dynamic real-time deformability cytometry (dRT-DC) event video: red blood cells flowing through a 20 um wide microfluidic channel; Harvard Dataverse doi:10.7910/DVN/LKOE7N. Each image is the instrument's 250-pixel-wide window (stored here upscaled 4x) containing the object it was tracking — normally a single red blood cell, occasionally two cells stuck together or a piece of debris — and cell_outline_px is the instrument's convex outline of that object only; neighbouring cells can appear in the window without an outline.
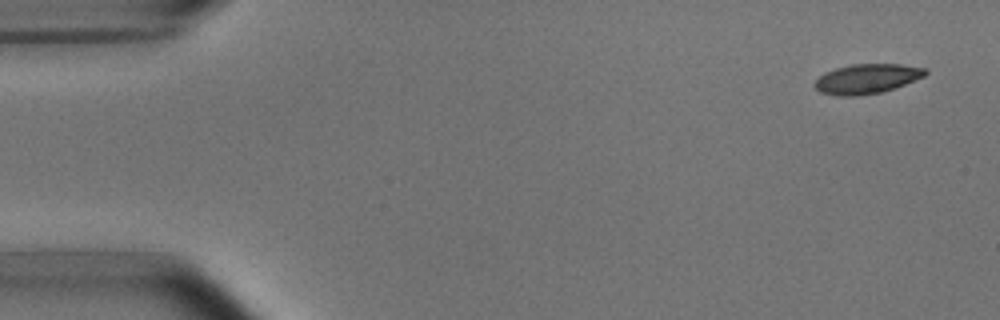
{"species": "common noctule bat (a hibernating species)", "species_latin": "Nyctalus noctula", "temperature_condition": "room temperature", "stored_images_in_passage": 7, "camera_frame_rate_fps": 3000, "um_per_image_px": 0.085, "animal": {"sex": "male", "body_mass_g": 15.6}, "frame": {"image": 1, "passage_image": 1, "time_ms": 0.0, "image_size_px": [1000, 320], "cell_outline_px": [[928, 72], [924, 76], [904, 84], [880, 92], [856, 96], [836, 96], [820, 92], [812, 84], [824, 72], [836, 68], [852, 64], [900, 64], [928, 68]], "centroid_in_image_um": [73.66, 6.69], "position_along_channel_um": 11.3, "area_um2": 19.07}}
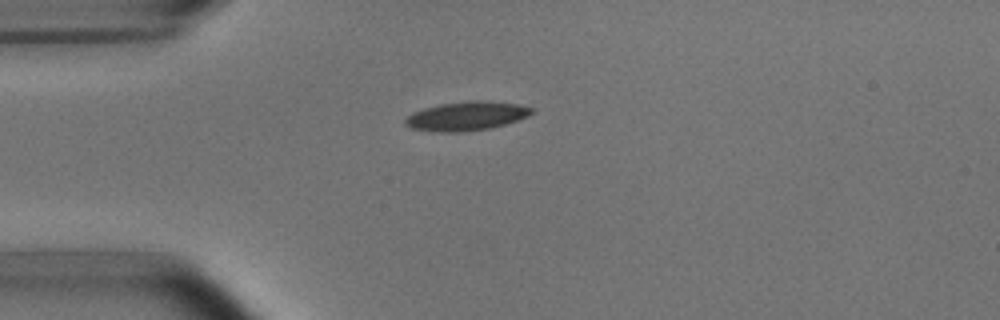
{"frame": {"image": 2, "passage_image": 4, "time_ms": 3.667, "image_size_px": [1000, 320], "cell_outline_px": [[532, 112], [528, 116], [504, 124], [488, 128], [460, 132], [432, 132], [412, 128], [404, 124], [404, 120], [412, 112], [424, 108], [440, 104], [468, 100], [488, 100], [516, 104], [532, 108]], "centroid_in_image_um": [39.59, 9.86], "position_along_channel_um": 45.4, "area_um2": 21.27}}
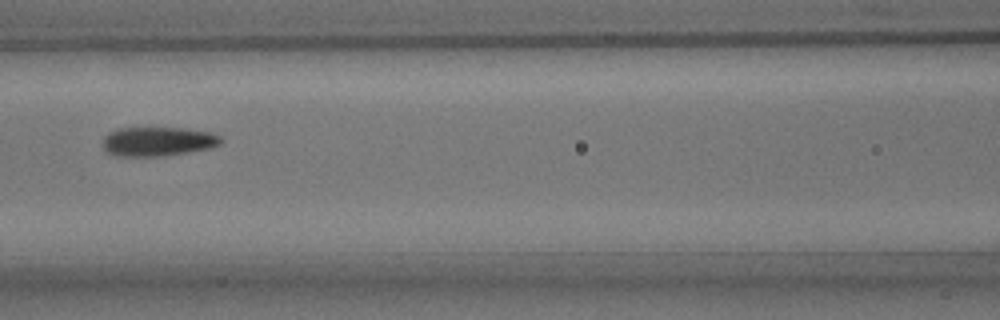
{"frame": {"image": 3, "passage_image": 7, "time_ms": 7.0, "image_size_px": [1000, 320], "cell_outline_px": [[224, 140], [220, 144], [212, 148], [164, 156], [112, 156], [104, 148], [104, 136], [108, 132], [116, 128], [184, 128], [208, 132], [220, 136]], "centroid_in_image_um": [13.42, 12.03], "position_along_channel_um": 153.2, "area_um2": 20.23}}